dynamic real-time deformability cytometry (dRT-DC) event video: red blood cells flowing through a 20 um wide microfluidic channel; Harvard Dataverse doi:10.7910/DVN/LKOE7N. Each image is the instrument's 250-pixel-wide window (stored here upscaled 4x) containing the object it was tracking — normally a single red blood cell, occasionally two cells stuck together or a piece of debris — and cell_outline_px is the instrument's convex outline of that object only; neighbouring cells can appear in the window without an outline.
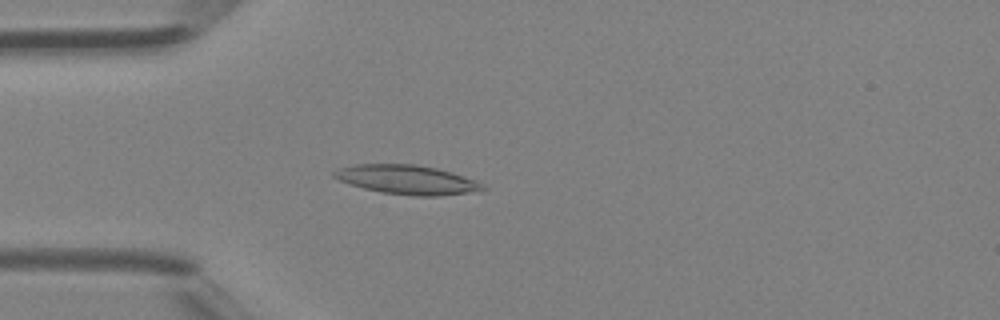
{"species": "Egyptian fruit bat (a non-hibernating species)", "species_latin": "Rousettus aegyptiacus", "temperature_condition": "room temperature", "stored_images_in_passage": 30, "camera_frame_rate_fps": 3000, "um_per_image_px": 0.085, "animal": {"sex": "female"}, "frame": {"image": 1, "passage_image": 1, "time_ms": 0.0, "image_size_px": [1000, 320], "cell_outline_px": [[488, 188], [468, 192], [436, 196], [416, 196], [384, 192], [364, 188], [340, 180], [332, 176], [332, 172], [340, 168], [356, 164], [416, 164], [436, 168], [452, 172], [464, 176], [484, 184]], "centroid_in_image_um": [34.61, 15.26], "position_along_channel_um": 50.4, "area_um2": 24.91}}
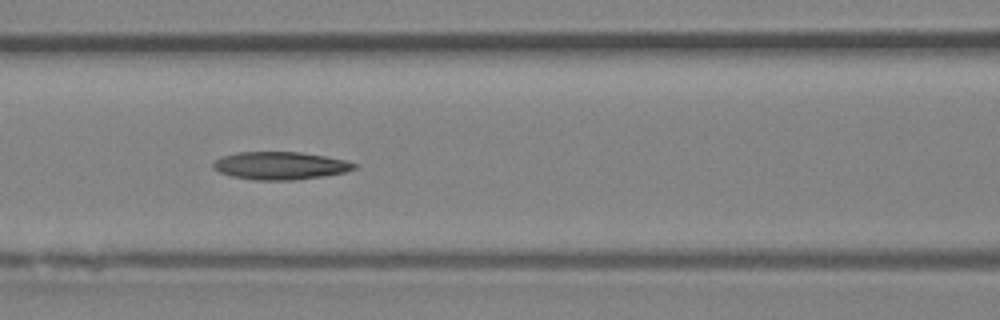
{"frame": {"image": 2, "passage_image": 8, "time_ms": 2.333, "image_size_px": [1000, 320], "cell_outline_px": [[356, 168], [344, 172], [324, 176], [292, 180], [256, 180], [232, 176], [220, 172], [212, 168], [212, 164], [220, 156], [236, 152], [300, 152], [324, 156], [344, 160], [356, 164]], "centroid_in_image_um": [23.77, 14.08], "position_along_channel_um": 142.8, "area_um2": 22.72}}
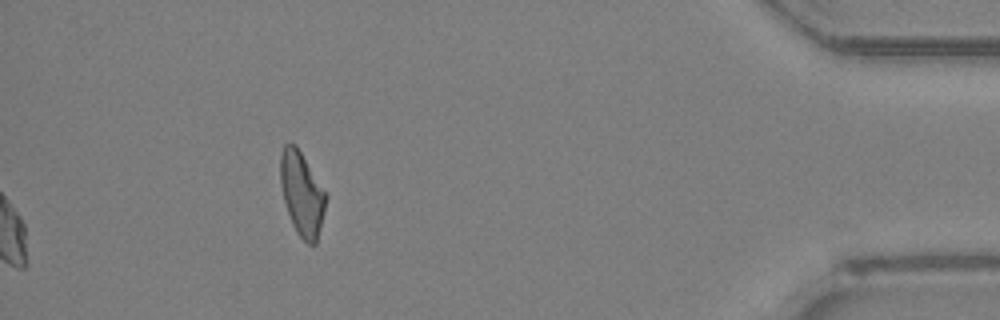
{"frame": {"image": 3, "passage_image": 30, "time_ms": 9.667, "image_size_px": [1000, 320], "cell_outline_px": [[328, 196], [316, 244], [308, 244], [296, 232], [292, 224], [284, 200], [280, 184], [280, 152], [284, 144], [296, 144]], "centroid_in_image_um": [25.65, 16.45], "position_along_channel_um": 409.5, "area_um2": 22.14}, "authors_computed_cell_mechanics": {"area_um2": 22.5709, "velocity_mm_per_s": 4.4186, "shape_relaxation_time_tau1_ms": 3.9883, "shape_relaxation_time_tau2_ms": 6.0082, "deformation_change_tau1": 0.1416, "deformation_change_tau2": 0.1699}}